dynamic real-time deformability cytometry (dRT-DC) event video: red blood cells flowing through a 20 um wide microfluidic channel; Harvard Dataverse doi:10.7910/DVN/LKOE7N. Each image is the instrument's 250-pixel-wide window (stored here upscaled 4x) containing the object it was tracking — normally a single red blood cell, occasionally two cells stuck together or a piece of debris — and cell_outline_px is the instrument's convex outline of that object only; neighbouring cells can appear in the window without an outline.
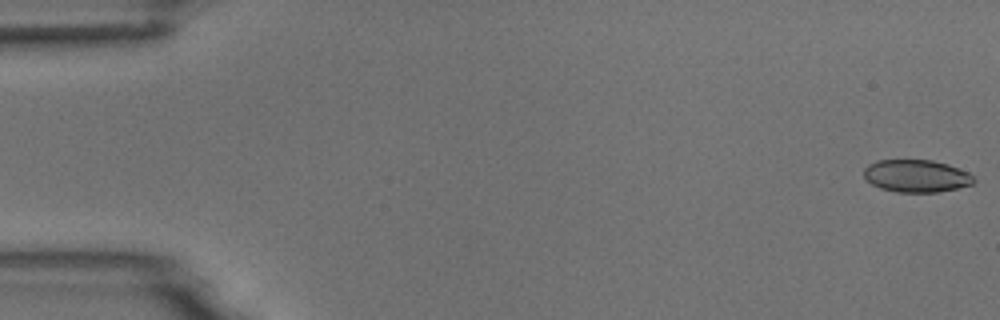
{"species": "common noctule bat (a hibernating species)", "species_latin": "Nyctalus noctula", "temperature_condition": "room temperature", "stored_images_in_passage": 54, "camera_frame_rate_fps": 3000, "um_per_image_px": 0.085, "animal": {"sex": "male", "body_mass_g": 18.8}, "frame": {"image": 1, "passage_image": 1, "time_ms": 0.0, "image_size_px": [1000, 320], "cell_outline_px": [[976, 180], [972, 184], [956, 188], [936, 192], [896, 192], [880, 188], [872, 184], [864, 176], [864, 168], [868, 164], [876, 160], [932, 160], [948, 164], [968, 172]], "centroid_in_image_um": [77.87, 14.95], "position_along_channel_um": 7.1, "area_um2": 20.75}}
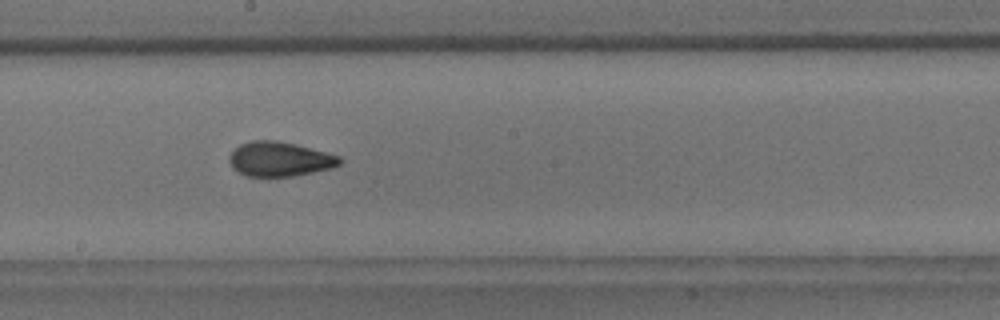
{"frame": {"image": 2, "passage_image": 30, "time_ms": 9.667, "image_size_px": [1000, 320], "cell_outline_px": [[344, 160], [340, 164], [332, 168], [292, 176], [244, 176], [232, 168], [228, 160], [228, 156], [240, 144], [252, 140], [276, 140], [296, 144], [340, 156]], "centroid_in_image_um": [23.76, 13.52], "position_along_channel_um": 224.4, "area_um2": 22.31}}
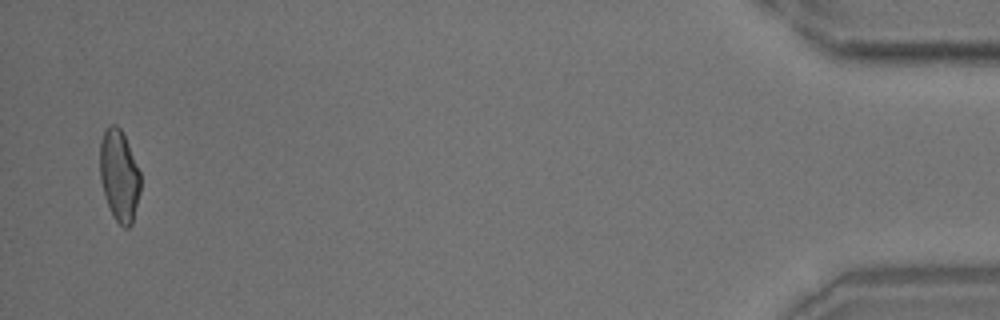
{"frame": {"image": 3, "passage_image": 53, "time_ms": 17.333, "image_size_px": [1000, 320], "cell_outline_px": [[140, 192], [132, 224], [128, 228], [124, 228], [112, 216], [104, 196], [100, 180], [100, 140], [104, 132], [112, 124], [116, 124], [120, 128], [128, 144], [140, 172]], "centroid_in_image_um": [10.13, 14.96], "position_along_channel_um": 425.1, "area_um2": 21.62}, "authors_computed_cell_mechanics": {"area_um2": 21.9062, "velocity_mm_per_s": 3.738, "shape_relaxation_time_tau1_ms": null, "shape_relaxation_time_tau2_ms": 1.3745, "deformation_change_tau1": null, "deformation_change_tau2": 0.0776}}